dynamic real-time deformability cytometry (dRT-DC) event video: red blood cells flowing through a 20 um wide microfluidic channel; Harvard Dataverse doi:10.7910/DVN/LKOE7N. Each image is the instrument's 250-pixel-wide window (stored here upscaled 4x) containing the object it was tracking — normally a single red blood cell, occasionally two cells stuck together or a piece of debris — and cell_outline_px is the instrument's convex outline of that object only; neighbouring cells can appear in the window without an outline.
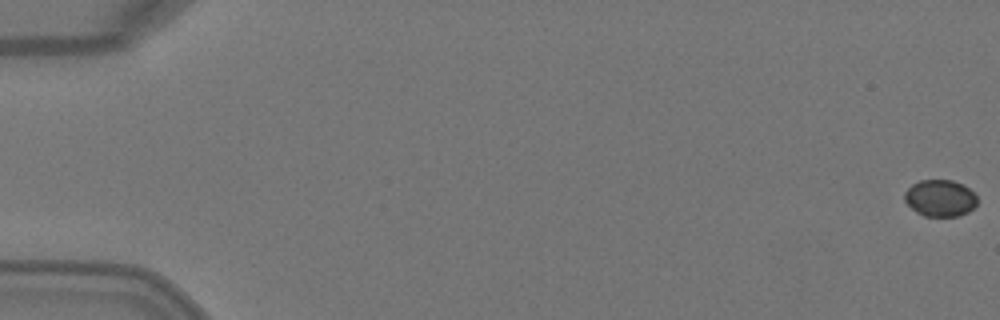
{"species": "Egyptian fruit bat (a non-hibernating species)", "species_latin": "Rousettus aegyptiacus", "temperature_condition": "warm", "stored_images_in_passage": 5, "camera_frame_rate_fps": 3000, "um_per_image_px": 0.085, "animal": {"sex": "female"}, "frame": {"image": 1, "passage_image": 1, "time_ms": 0.0, "image_size_px": [1000, 320], "cell_outline_px": [[976, 204], [968, 212], [960, 216], [924, 216], [916, 212], [904, 200], [904, 192], [912, 184], [920, 180], [952, 180], [964, 184], [976, 196]], "centroid_in_image_um": [79.89, 16.84], "position_along_channel_um": 5.1, "area_um2": 15.55}}